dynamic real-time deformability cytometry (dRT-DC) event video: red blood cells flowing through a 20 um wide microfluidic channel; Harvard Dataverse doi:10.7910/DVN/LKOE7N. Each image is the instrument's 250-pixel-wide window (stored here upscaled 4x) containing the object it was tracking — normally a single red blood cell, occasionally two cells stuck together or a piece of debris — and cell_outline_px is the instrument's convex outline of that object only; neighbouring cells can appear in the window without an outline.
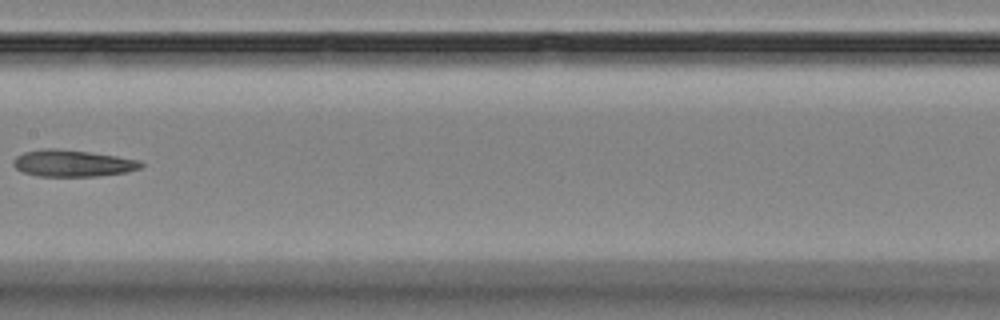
{"species": "Egyptian fruit bat (a non-hibernating species)", "species_latin": "Rousettus aegyptiacus", "temperature_condition": "room temperature", "stored_images_in_passage": 9, "camera_frame_rate_fps": 3000, "um_per_image_px": 0.085, "animal": {"sex": "female"}, "frame": {"image": 1, "passage_image": 6, "time_ms": 5.667, "image_size_px": [1000, 320], "cell_outline_px": [[144, 164], [140, 168], [128, 172], [96, 176], [36, 176], [24, 172], [16, 168], [12, 164], [12, 160], [16, 156], [24, 152], [44, 148], [52, 148], [88, 152], [116, 156], [140, 160]], "centroid_in_image_um": [6.16, 13.88], "position_along_channel_um": 201.2, "area_um2": 19.83}}
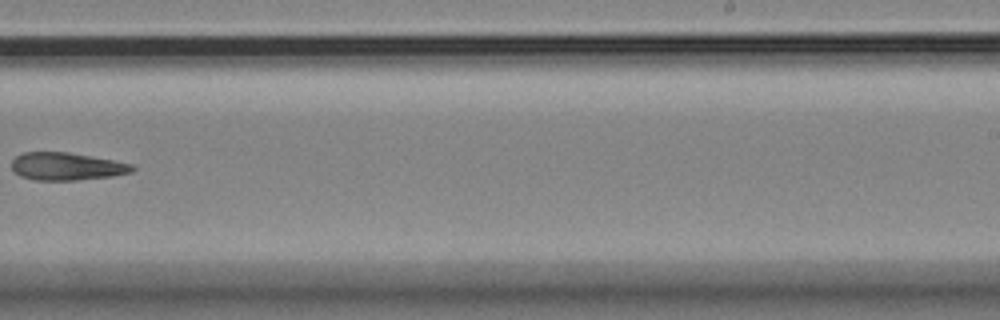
{"frame": {"image": 2, "passage_image": 8, "time_ms": 8.0, "image_size_px": [1000, 320], "cell_outline_px": [[136, 168], [132, 172], [112, 176], [76, 180], [32, 180], [20, 176], [12, 168], [12, 160], [16, 156], [24, 152], [68, 152], [112, 160], [132, 164]], "centroid_in_image_um": [5.65, 14.15], "position_along_channel_um": 283.3, "area_um2": 19.36}}
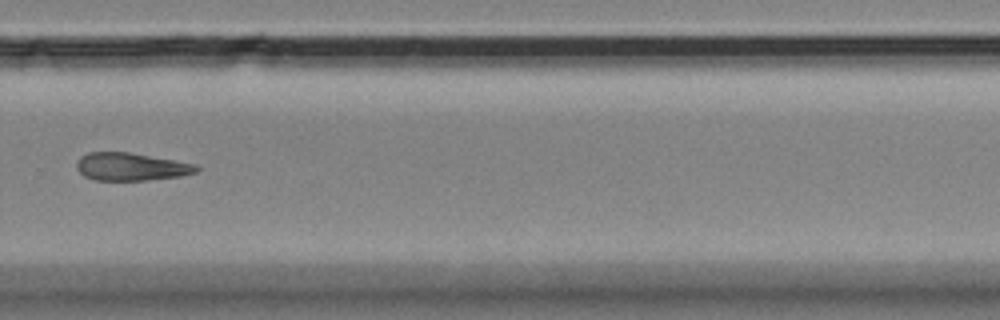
{"frame": {"image": 3, "passage_image": 9, "time_ms": 9.0, "image_size_px": [1000, 320], "cell_outline_px": [[200, 168], [196, 172], [180, 176], [144, 180], [92, 180], [84, 176], [76, 168], [76, 164], [80, 156], [88, 152], [128, 152], [196, 164]], "centroid_in_image_um": [11.1, 14.17], "position_along_channel_um": 318.7, "area_um2": 19.31}}